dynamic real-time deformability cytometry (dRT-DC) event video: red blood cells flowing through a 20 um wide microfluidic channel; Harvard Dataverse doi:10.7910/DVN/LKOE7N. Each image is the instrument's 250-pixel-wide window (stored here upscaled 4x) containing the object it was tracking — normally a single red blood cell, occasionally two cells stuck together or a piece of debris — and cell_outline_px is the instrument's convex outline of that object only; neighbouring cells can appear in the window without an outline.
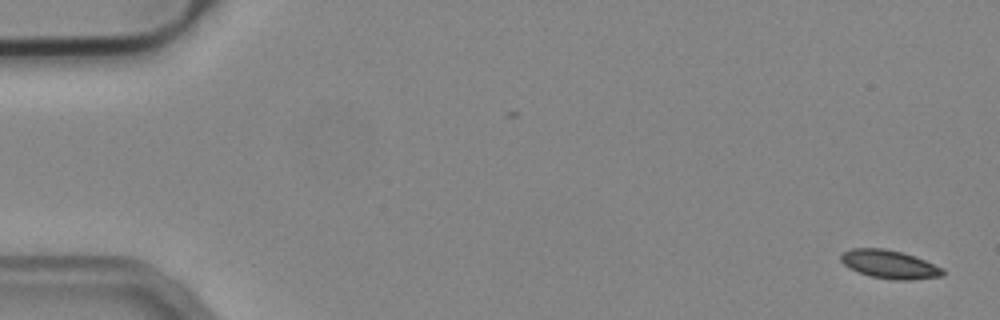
{"species": "common noctule bat (a hibernating species)", "species_latin": "Nyctalus noctula", "temperature_condition": "cold", "stored_images_in_passage": 53, "camera_frame_rate_fps": 3000, "um_per_image_px": 0.085, "animal": {"sex": "male", "body_mass_g": 19.2, "forearm_length_mm": 51.8}, "frame": {"image": 1, "passage_image": 1, "time_ms": 0.0, "image_size_px": [1000, 320], "cell_outline_px": [[944, 276], [912, 280], [892, 280], [868, 276], [848, 268], [840, 260], [840, 256], [844, 252], [852, 248], [884, 248], [900, 252], [924, 260], [944, 268]], "centroid_in_image_um": [75.6, 22.49], "position_along_channel_um": 9.4, "area_um2": 16.94}}
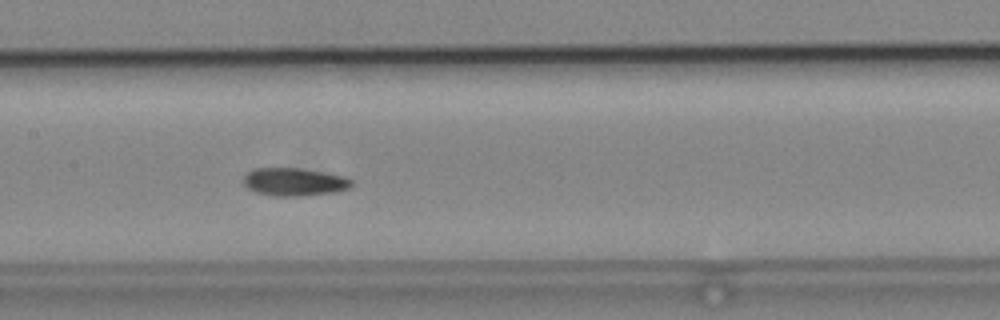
{"frame": {"image": 2, "passage_image": 26, "time_ms": 8.333, "image_size_px": [1000, 320], "cell_outline_px": [[352, 184], [348, 188], [332, 192], [300, 196], [272, 196], [256, 192], [248, 188], [244, 184], [244, 176], [248, 172], [256, 168], [300, 168], [344, 176], [352, 180]], "centroid_in_image_um": [24.99, 15.46], "position_along_channel_um": 182.4, "area_um2": 17.4}}
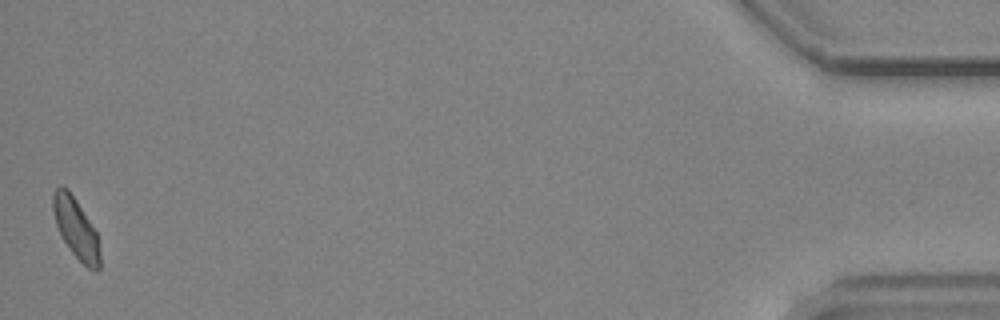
{"frame": {"image": 3, "passage_image": 53, "time_ms": 17.333, "image_size_px": [1000, 320], "cell_outline_px": [[100, 268], [88, 268], [72, 252], [64, 240], [56, 224], [52, 208], [52, 192], [60, 184], [68, 188], [76, 200], [96, 232], [100, 252]], "centroid_in_image_um": [6.43, 19.34], "position_along_channel_um": 428.8, "area_um2": 16.13}, "authors_computed_cell_mechanics": {"area_um2": 17.1666, "velocity_mm_per_s": 3.8001, "shape_relaxation_time_tau1_ms": 6.6494, "shape_relaxation_time_tau2_ms": 4.1309, "deformation_change_tau1": 0.0934, "deformation_change_tau2": 0.0751}}